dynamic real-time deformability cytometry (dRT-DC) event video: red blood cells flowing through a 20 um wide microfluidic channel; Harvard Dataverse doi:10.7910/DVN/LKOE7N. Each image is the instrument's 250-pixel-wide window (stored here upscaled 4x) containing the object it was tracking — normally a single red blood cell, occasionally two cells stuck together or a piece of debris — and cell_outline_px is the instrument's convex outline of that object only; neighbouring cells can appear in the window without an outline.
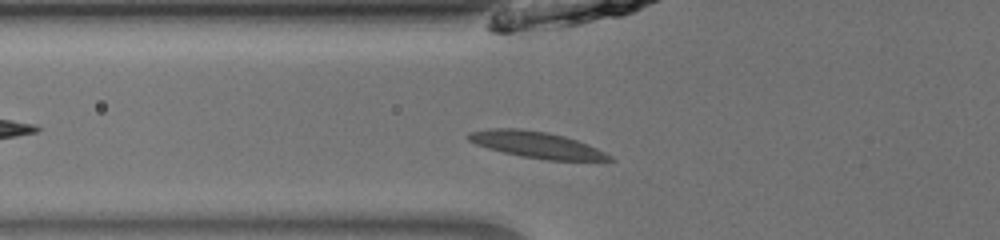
{"species": "common noctule bat (a hibernating species)", "species_latin": "Nyctalus noctula", "temperature_condition": "room temperature", "stored_images_in_passage": 34, "camera_frame_rate_fps": 3000, "um_per_image_px": 0.085, "animal": {"sex": "male", "body_mass_g": 13.0, "forearm_length_mm": 53.1}, "frame": {"image": 1, "passage_image": 5, "time_ms": 1.333, "image_size_px": [1000, 240], "cell_outline_px": [[616, 160], [548, 160], [524, 156], [504, 152], [488, 148], [476, 144], [468, 140], [464, 136], [468, 132], [488, 128], [520, 128], [548, 132], [564, 136], [588, 144], [612, 156]], "centroid_in_image_um": [45.55, 12.28], "position_along_channel_um": 80.2, "area_um2": 21.56}}
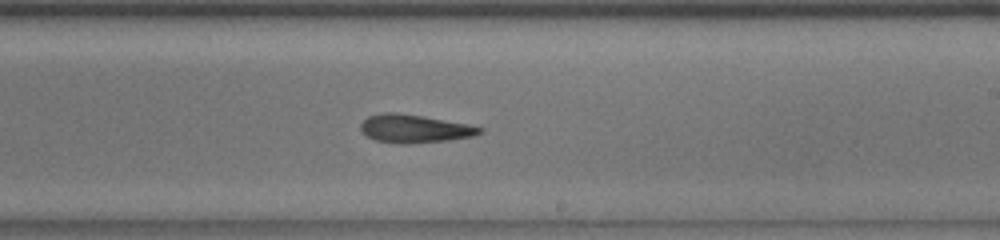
{"frame": {"image": 2, "passage_image": 18, "time_ms": 5.667, "image_size_px": [1000, 240], "cell_outline_px": [[484, 132], [472, 136], [448, 140], [408, 144], [400, 144], [376, 140], [368, 136], [360, 128], [360, 124], [368, 116], [384, 112], [396, 112], [424, 116], [468, 124], [484, 128]], "centroid_in_image_um": [35.25, 10.93], "position_along_channel_um": 253.8, "area_um2": 19.54}}
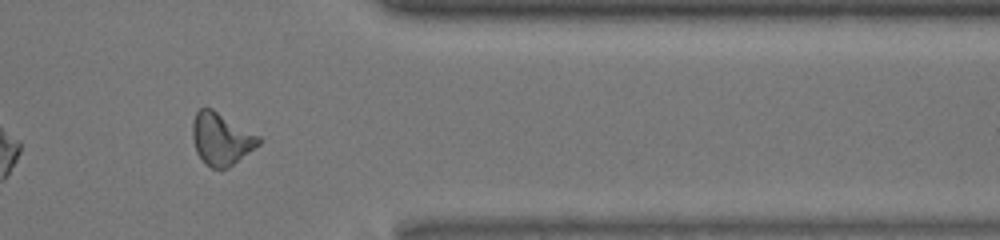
{"frame": {"image": 3, "passage_image": 29, "time_ms": 9.333, "image_size_px": [1000, 240], "cell_outline_px": [[260, 144], [228, 168], [212, 168], [204, 164], [196, 152], [192, 140], [192, 120], [196, 112], [200, 108], [212, 108], [260, 136]], "centroid_in_image_um": [18.77, 11.8], "position_along_channel_um": 392.6, "area_um2": 20.23}, "authors_computed_cell_mechanics": {"area_um2": 19.4208, "velocity_mm_per_s": 3.9782, "shape_relaxation_time_tau1_ms": null, "shape_relaxation_time_tau2_ms": 9.7991, "deformation_change_tau1": null, "deformation_change_tau2": 0.2493}}